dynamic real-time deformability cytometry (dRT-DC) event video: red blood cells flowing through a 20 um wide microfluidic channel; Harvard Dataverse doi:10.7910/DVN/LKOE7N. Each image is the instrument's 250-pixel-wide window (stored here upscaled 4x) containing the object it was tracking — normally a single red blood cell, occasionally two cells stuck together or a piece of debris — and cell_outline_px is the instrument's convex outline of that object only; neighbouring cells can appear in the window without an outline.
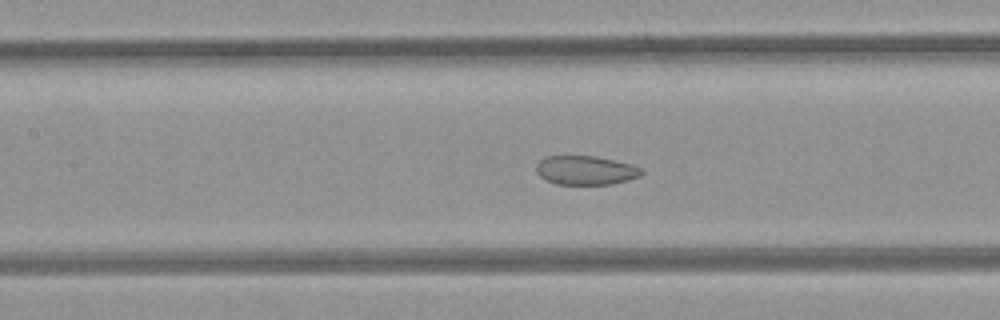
{"species": "common noctule bat (a hibernating species)", "species_latin": "Nyctalus noctula", "temperature_condition": "room temperature", "stored_images_in_passage": 54, "camera_frame_rate_fps": 3000, "um_per_image_px": 0.085, "animal": {"sex": "female", "body_mass_g": 21.9}, "frame": {"image": 1, "passage_image": 24, "time_ms": 7.667, "image_size_px": [1000, 320], "cell_outline_px": [[644, 172], [640, 176], [628, 180], [612, 184], [556, 184], [544, 180], [536, 172], [536, 164], [544, 156], [596, 156], [632, 164], [640, 168]], "centroid_in_image_um": [49.76, 14.47], "position_along_channel_um": 157.6, "area_um2": 17.92}}
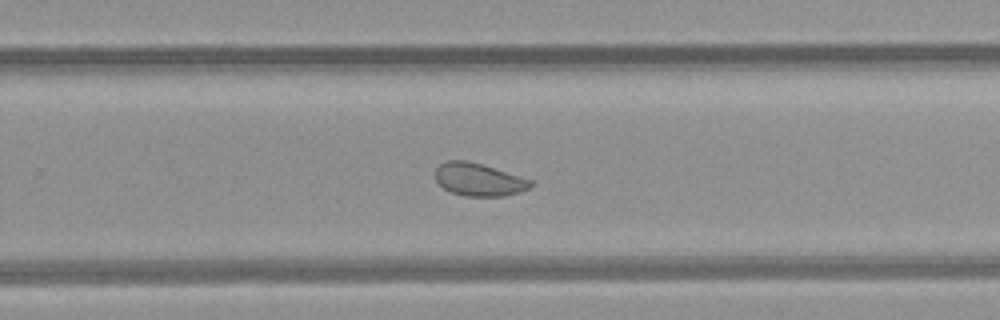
{"frame": {"image": 2, "passage_image": 34, "time_ms": 11.0, "image_size_px": [1000, 320], "cell_outline_px": [[536, 184], [528, 188], [504, 196], [464, 196], [452, 192], [444, 188], [436, 180], [436, 168], [440, 164], [448, 160], [468, 160], [532, 180]], "centroid_in_image_um": [40.69, 15.26], "position_along_channel_um": 289.1, "area_um2": 17.98}}
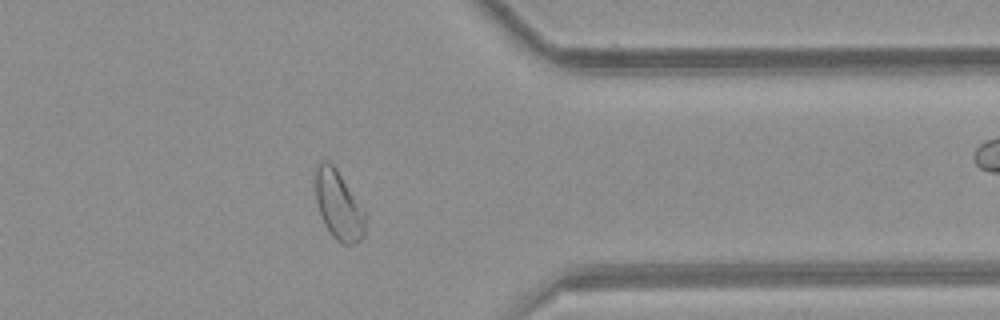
{"frame": {"image": 3, "passage_image": 42, "time_ms": 13.667, "image_size_px": [1000, 320], "cell_outline_px": [[368, 212], [364, 236], [360, 240], [352, 244], [344, 244], [336, 240], [332, 236], [324, 224], [320, 216], [316, 200], [316, 168], [320, 160], [328, 160], [336, 168]], "centroid_in_image_um": [28.83, 17.45], "position_along_channel_um": 382.6, "area_um2": 20.58}, "authors_computed_cell_mechanics": {"area_um2": 21.964, "velocity_mm_per_s": 3.9515, "shape_relaxation_time_tau1_ms": null, "shape_relaxation_time_tau2_ms": 1.7764, "deformation_change_tau1": null, "deformation_change_tau2": 0.07}}